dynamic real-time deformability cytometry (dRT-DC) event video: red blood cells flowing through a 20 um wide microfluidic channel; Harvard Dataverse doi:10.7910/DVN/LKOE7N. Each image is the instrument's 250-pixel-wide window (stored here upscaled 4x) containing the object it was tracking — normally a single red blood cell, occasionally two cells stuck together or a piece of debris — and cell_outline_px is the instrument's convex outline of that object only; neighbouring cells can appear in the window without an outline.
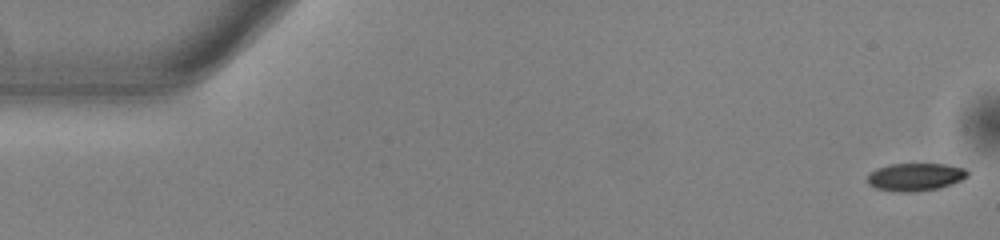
{"species": "common noctule bat (a hibernating species)", "species_latin": "Nyctalus noctula", "temperature_condition": "warm", "stored_images_in_passage": 48, "camera_frame_rate_fps": 3000, "um_per_image_px": 0.085, "animal": {"sex": "male", "body_mass_g": 13.0, "forearm_length_mm": 53.1}, "frame": {"image": 1, "passage_image": 1, "time_ms": 0.0, "image_size_px": [1000, 240], "cell_outline_px": [[968, 176], [960, 180], [936, 188], [912, 192], [900, 192], [876, 188], [868, 184], [868, 176], [876, 168], [888, 164], [948, 164], [964, 168], [968, 172]], "centroid_in_image_um": [77.78, 15.02], "position_along_channel_um": 7.2, "area_um2": 15.95}}
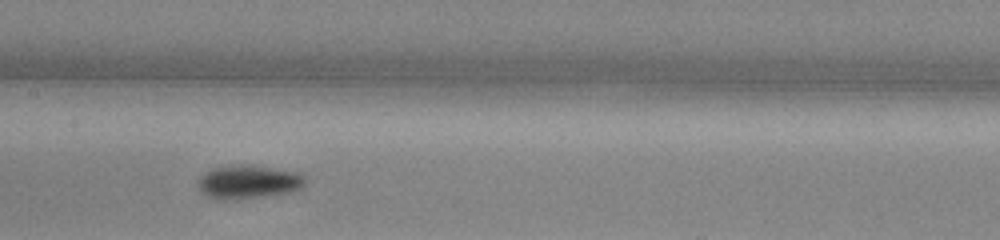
{"frame": {"image": 2, "passage_image": 26, "time_ms": 8.333, "image_size_px": [1000, 240], "cell_outline_px": [[308, 180], [300, 188], [288, 192], [260, 196], [224, 200], [216, 200], [200, 192], [196, 184], [200, 176], [204, 172], [220, 164], [240, 164], [272, 168], [300, 172]], "centroid_in_image_um": [21.04, 15.43], "position_along_channel_um": 186.4, "area_um2": 21.21}}
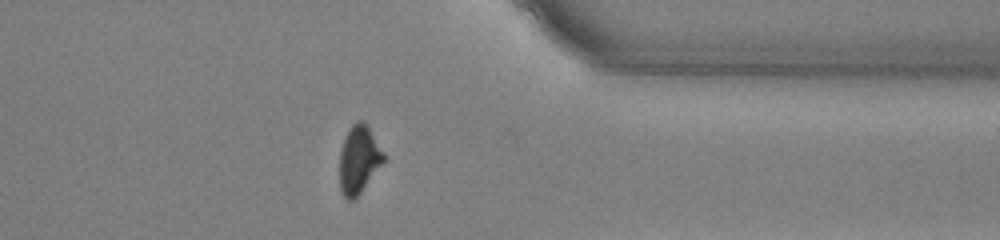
{"frame": {"image": 3, "passage_image": 42, "time_ms": 13.667, "image_size_px": [1000, 240], "cell_outline_px": [[384, 160], [360, 192], [352, 200], [348, 200], [344, 196], [340, 188], [340, 152], [344, 140], [352, 124], [356, 120], [364, 120], [384, 152]], "centroid_in_image_um": [30.49, 13.52], "position_along_channel_um": 380.9, "area_um2": 16.94}}